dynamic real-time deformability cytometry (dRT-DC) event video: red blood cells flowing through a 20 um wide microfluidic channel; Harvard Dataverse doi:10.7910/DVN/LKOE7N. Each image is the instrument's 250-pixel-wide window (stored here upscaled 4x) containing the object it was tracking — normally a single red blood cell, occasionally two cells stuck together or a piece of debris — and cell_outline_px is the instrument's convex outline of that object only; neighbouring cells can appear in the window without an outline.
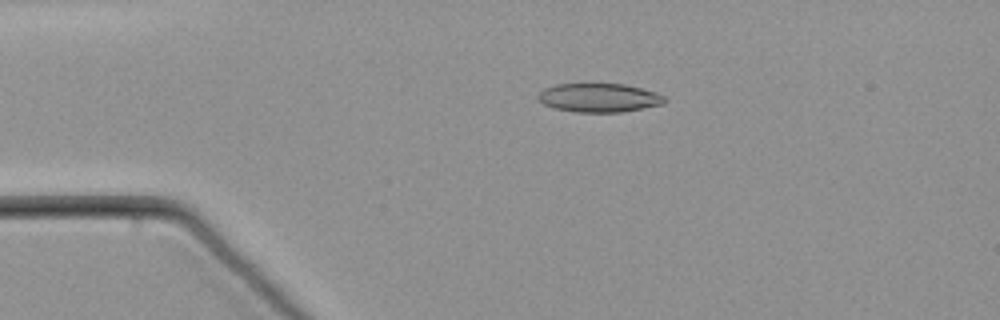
{"species": "common noctule bat (a hibernating species)", "species_latin": "Nyctalus noctula", "temperature_condition": "warm", "stored_images_in_passage": 48, "camera_frame_rate_fps": 3000, "um_per_image_px": 0.085, "animal": {"sex": "male", "body_mass_g": 21.5, "forearm_length_mm": 52.0}, "frame": {"image": 1, "passage_image": 1, "time_ms": 0.0, "image_size_px": [1000, 320], "cell_outline_px": [[668, 100], [664, 104], [644, 108], [620, 112], [576, 112], [552, 108], [544, 104], [536, 96], [544, 88], [556, 84], [624, 84], [656, 92], [664, 96]], "centroid_in_image_um": [50.93, 8.31], "position_along_channel_um": 34.1, "area_um2": 21.27}}
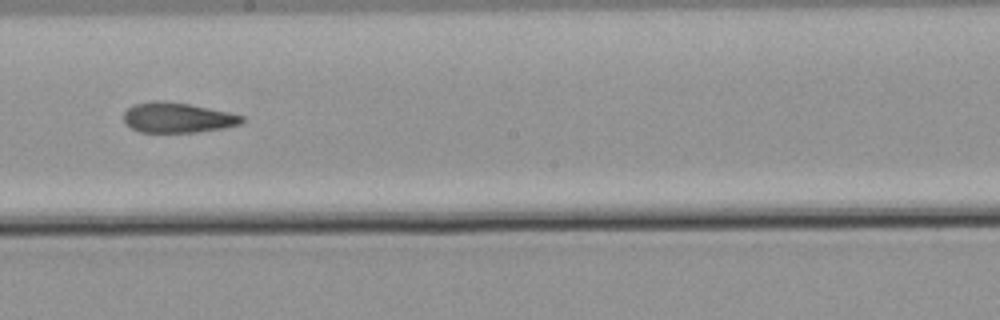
{"frame": {"image": 2, "passage_image": 22, "time_ms": 7.0, "image_size_px": [1000, 320], "cell_outline_px": [[244, 120], [240, 124], [224, 128], [196, 132], [140, 132], [124, 124], [124, 112], [132, 104], [152, 100], [160, 100], [192, 104], [228, 112], [244, 116]], "centroid_in_image_um": [15.06, 9.99], "position_along_channel_um": 233.1, "area_um2": 20.98}}
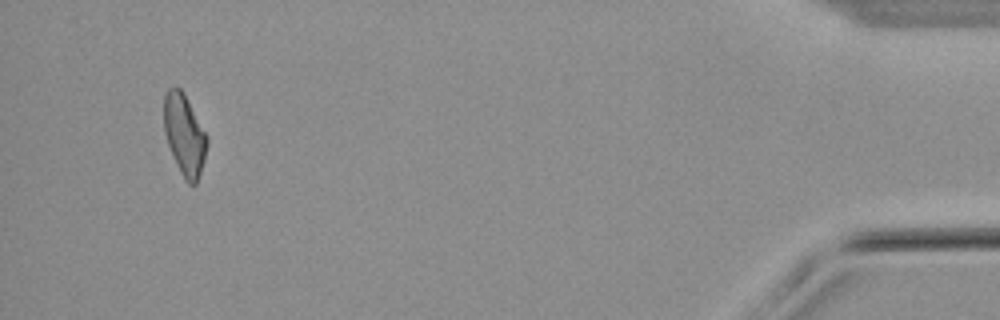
{"frame": {"image": 3, "passage_image": 45, "time_ms": 14.667, "image_size_px": [1000, 320], "cell_outline_px": [[208, 144], [200, 176], [196, 184], [188, 184], [184, 180], [168, 144], [164, 132], [164, 96], [168, 88], [180, 88], [208, 136]], "centroid_in_image_um": [15.69, 11.49], "position_along_channel_um": 419.5, "area_um2": 20.11}}